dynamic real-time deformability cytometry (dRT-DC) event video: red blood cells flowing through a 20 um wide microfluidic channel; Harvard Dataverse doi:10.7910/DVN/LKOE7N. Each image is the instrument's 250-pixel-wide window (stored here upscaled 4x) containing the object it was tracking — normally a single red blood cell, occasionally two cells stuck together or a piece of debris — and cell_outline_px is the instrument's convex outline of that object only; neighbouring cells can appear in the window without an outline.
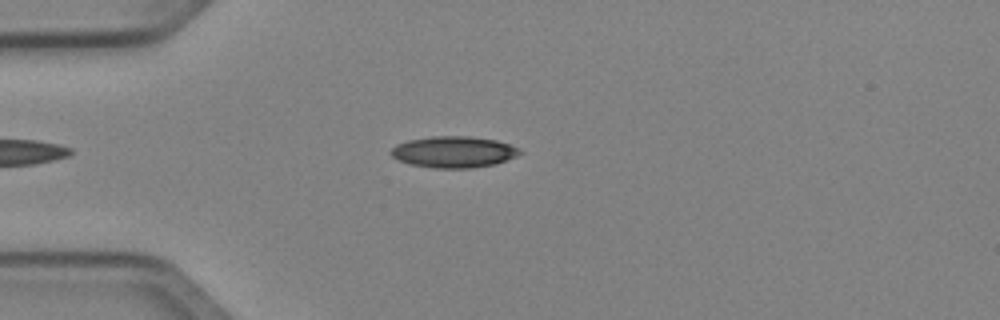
{"species": "Egyptian fruit bat (a non-hibernating species)", "species_latin": "Rousettus aegyptiacus", "temperature_condition": "cold", "stored_images_in_passage": 36, "camera_frame_rate_fps": 3000, "um_per_image_px": 0.085, "animal": {"sex": "female"}, "frame": {"image": 1, "passage_image": 3, "time_ms": 0.667, "image_size_px": [1000, 320], "cell_outline_px": [[524, 152], [516, 156], [496, 164], [472, 168], [432, 168], [408, 164], [392, 156], [388, 152], [396, 144], [408, 140], [432, 136], [468, 136], [496, 140], [520, 148]], "centroid_in_image_um": [38.56, 12.92], "position_along_channel_um": 46.4, "area_um2": 23.7}}
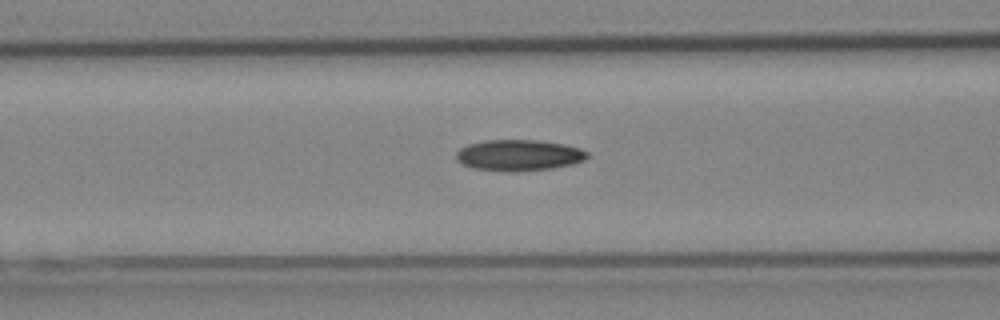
{"frame": {"image": 2, "passage_image": 10, "time_ms": 3.0, "image_size_px": [1000, 320], "cell_outline_px": [[588, 156], [584, 160], [572, 164], [552, 168], [516, 172], [472, 168], [456, 160], [456, 152], [460, 148], [468, 144], [484, 140], [536, 140], [564, 144], [580, 148], [588, 152]], "centroid_in_image_um": [44.09, 13.19], "position_along_channel_um": 122.5, "area_um2": 23.76}}
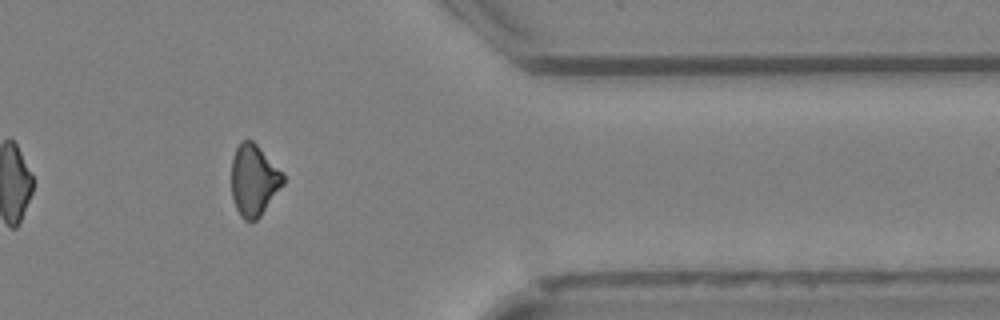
{"frame": {"image": 3, "passage_image": 31, "time_ms": 10.0, "image_size_px": [1000, 320], "cell_outline_px": [[284, 184], [260, 216], [256, 220], [244, 220], [240, 216], [236, 208], [232, 196], [232, 156], [240, 140], [252, 140], [284, 172]], "centroid_in_image_um": [21.59, 15.3], "position_along_channel_um": 389.8, "area_um2": 21.56}, "authors_computed_cell_mechanics": {"area_um2": 22.831, "velocity_mm_per_s": 4.0737, "shape_relaxation_time_tau1_ms": 10.3611, "shape_relaxation_time_tau2_ms": 10.6624, "deformation_change_tau1": 0.1595, "deformation_change_tau2": 0.2049}}